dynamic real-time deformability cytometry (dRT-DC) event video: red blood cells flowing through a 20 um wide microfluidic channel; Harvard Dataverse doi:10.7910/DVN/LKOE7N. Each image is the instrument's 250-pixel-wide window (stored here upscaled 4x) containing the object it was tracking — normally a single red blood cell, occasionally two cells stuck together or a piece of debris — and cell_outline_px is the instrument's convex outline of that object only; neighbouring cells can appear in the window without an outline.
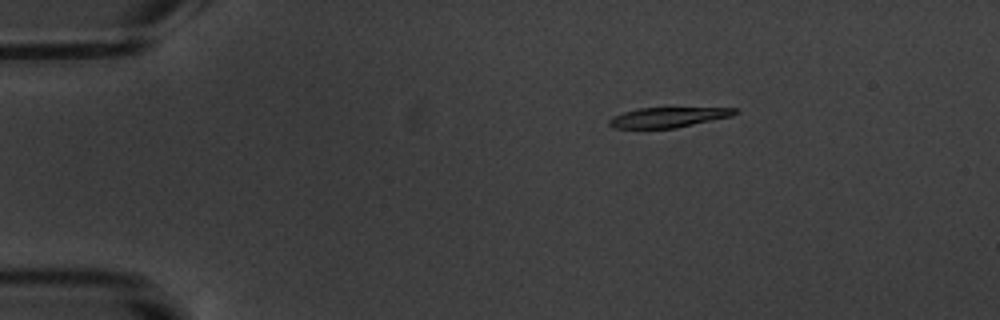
{"species": "common noctule bat (a hibernating species)", "species_latin": "Nyctalus noctula", "temperature_condition": "warm", "stored_images_in_passage": 5, "camera_frame_rate_fps": 3000, "um_per_image_px": 0.085, "animal": {"sex": "male", "body_mass_g": 20.1, "forearm_length_mm": 53.5}, "frame": {"image": 1, "passage_image": 3, "time_ms": 2.333, "image_size_px": [1000, 320], "cell_outline_px": [[740, 112], [732, 116], [676, 128], [612, 128], [608, 124], [608, 120], [612, 116], [636, 108], [736, 108]], "centroid_in_image_um": [56.77, 9.97], "position_along_channel_um": 28.2, "area_um2": 14.74}}